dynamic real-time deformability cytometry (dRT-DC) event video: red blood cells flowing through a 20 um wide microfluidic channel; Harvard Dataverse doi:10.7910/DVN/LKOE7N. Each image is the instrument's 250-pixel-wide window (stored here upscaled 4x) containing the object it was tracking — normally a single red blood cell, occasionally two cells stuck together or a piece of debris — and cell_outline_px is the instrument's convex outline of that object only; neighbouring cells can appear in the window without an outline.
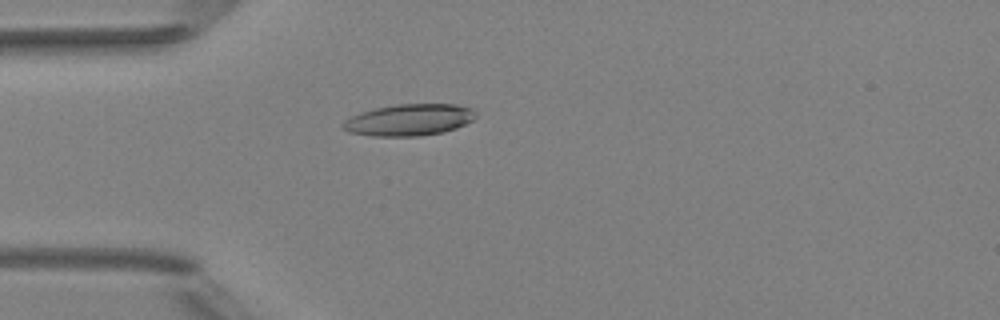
{"species": "Egyptian fruit bat (a non-hibernating species)", "species_latin": "Rousettus aegyptiacus", "temperature_condition": "room temperature", "stored_images_in_passage": 3, "camera_frame_rate_fps": 3000, "um_per_image_px": 0.085, "animal": {"sex": "female"}, "frame": {"image": 1, "passage_image": 3, "time_ms": 2.333, "image_size_px": [1000, 320], "cell_outline_px": [[476, 116], [472, 120], [456, 128], [444, 132], [420, 136], [372, 136], [348, 132], [340, 124], [344, 120], [360, 112], [376, 108], [396, 104], [456, 104], [472, 108], [476, 112]], "centroid_in_image_um": [34.77, 10.19], "position_along_channel_um": 50.2, "area_um2": 24.57}}